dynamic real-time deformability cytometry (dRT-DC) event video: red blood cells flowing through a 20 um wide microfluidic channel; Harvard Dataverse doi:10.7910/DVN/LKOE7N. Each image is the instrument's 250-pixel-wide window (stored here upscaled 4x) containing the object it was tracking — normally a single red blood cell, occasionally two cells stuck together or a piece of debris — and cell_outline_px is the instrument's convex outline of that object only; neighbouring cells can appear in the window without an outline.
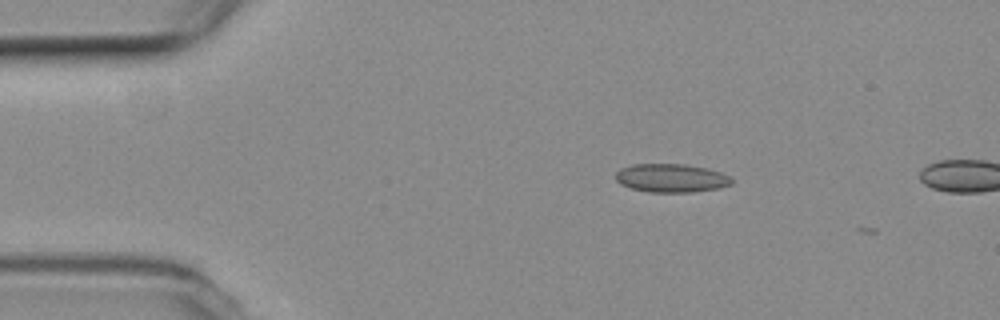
{"species": "common noctule bat (a hibernating species)", "species_latin": "Nyctalus noctula", "temperature_condition": "room temperature", "stored_images_in_passage": 3, "camera_frame_rate_fps": 3000, "um_per_image_px": 0.085, "animal": {"sex": "female", "body_mass_g": 19.3, "forearm_length_mm": 54.1}, "frame": {"image": 1, "passage_image": 1, "time_ms": 0.0, "image_size_px": [1000, 320], "cell_outline_px": [[732, 184], [716, 188], [692, 192], [648, 192], [632, 188], [620, 184], [616, 180], [616, 172], [620, 168], [632, 164], [684, 164], [708, 168], [732, 176]], "centroid_in_image_um": [57.05, 15.12], "position_along_channel_um": 27.9, "area_um2": 19.31}}